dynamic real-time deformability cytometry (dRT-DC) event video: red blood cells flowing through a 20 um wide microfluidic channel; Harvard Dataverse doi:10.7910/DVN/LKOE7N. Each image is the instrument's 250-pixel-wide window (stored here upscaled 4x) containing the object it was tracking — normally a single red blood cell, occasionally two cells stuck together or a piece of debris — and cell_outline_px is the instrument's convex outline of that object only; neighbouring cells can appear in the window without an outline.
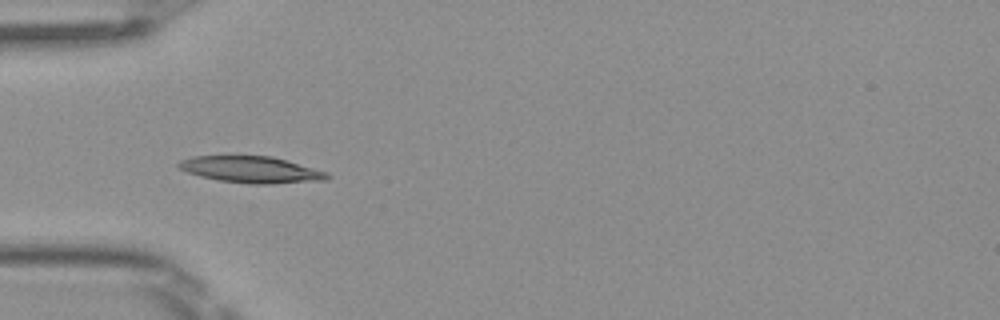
{"species": "Egyptian fruit bat (a non-hibernating species)", "species_latin": "Rousettus aegyptiacus", "temperature_condition": "room temperature", "stored_images_in_passage": 6, "camera_frame_rate_fps": 3000, "um_per_image_px": 0.085, "frame": {"image": 1, "passage_image": 3, "time_ms": 0.667, "image_size_px": [1000, 320], "cell_outline_px": [[332, 176], [328, 180], [272, 184], [248, 184], [220, 180], [200, 176], [176, 168], [176, 164], [180, 160], [192, 156], [272, 156], [288, 160], [328, 172]], "centroid_in_image_um": [21.38, 14.42], "position_along_channel_um": 63.6, "area_um2": 23.24}}
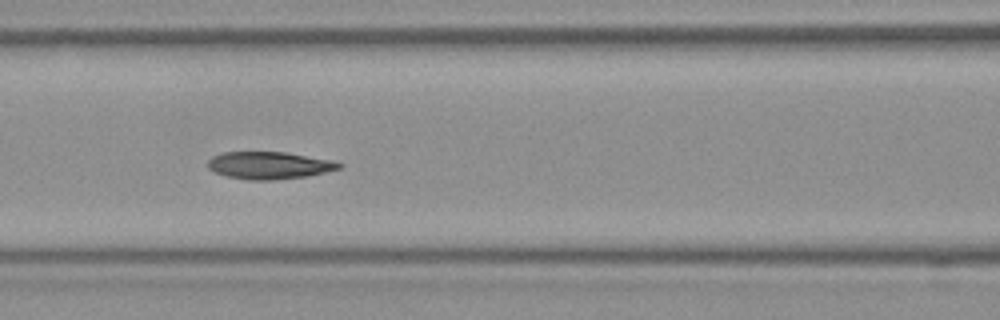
{"frame": {"image": 2, "passage_image": 5, "time_ms": 1.333, "image_size_px": [1000, 320], "cell_outline_px": [[344, 164], [340, 168], [308, 176], [272, 180], [248, 180], [228, 176], [216, 172], [208, 168], [208, 160], [212, 156], [224, 152], [284, 152], [332, 160]], "centroid_in_image_um": [22.88, 14.05], "position_along_channel_um": 143.7, "area_um2": 20.75}}
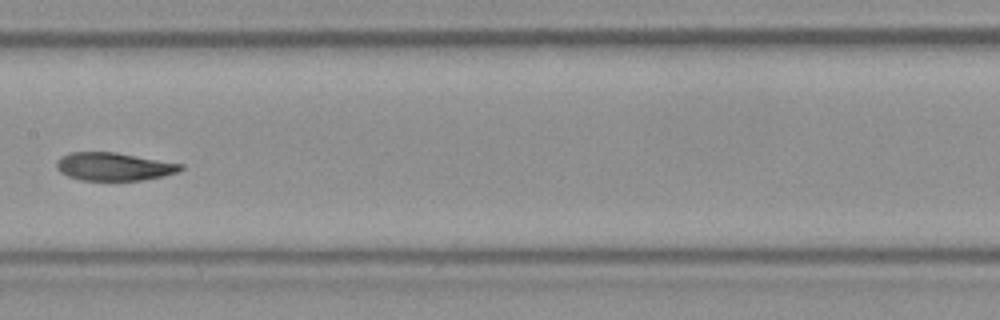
{"frame": {"image": 3, "passage_image": 6, "time_ms": 1.667, "image_size_px": [1000, 320], "cell_outline_px": [[184, 168], [180, 172], [164, 176], [140, 180], [80, 180], [68, 176], [60, 172], [56, 168], [56, 160], [60, 156], [68, 152], [116, 152], [184, 164]], "centroid_in_image_um": [9.68, 14.15], "position_along_channel_um": 197.7, "area_um2": 20.52}}